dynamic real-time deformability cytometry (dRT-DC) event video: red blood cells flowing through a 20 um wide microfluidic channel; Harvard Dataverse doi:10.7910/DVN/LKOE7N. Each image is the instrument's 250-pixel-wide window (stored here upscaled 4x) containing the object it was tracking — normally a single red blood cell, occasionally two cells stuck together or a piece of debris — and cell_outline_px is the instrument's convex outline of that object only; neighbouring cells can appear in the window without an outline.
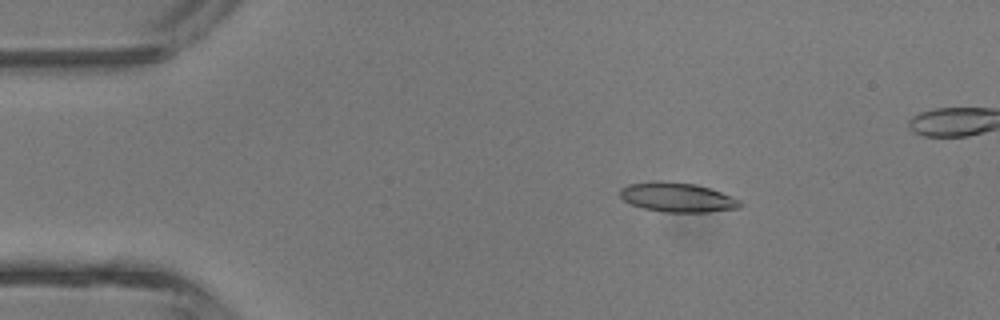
{"species": "common noctule bat (a hibernating species)", "species_latin": "Nyctalus noctula", "temperature_condition": "room temperature", "stored_images_in_passage": 3, "camera_frame_rate_fps": 3000, "um_per_image_px": 0.085, "animal": {"sex": "male", "body_mass_g": 13.3}, "frame": {"image": 1, "passage_image": 1, "time_ms": 0.0, "image_size_px": [1000, 320], "cell_outline_px": [[744, 204], [740, 208], [708, 212], [664, 212], [644, 208], [632, 204], [624, 200], [620, 196], [620, 188], [628, 184], [656, 180], [696, 184], [732, 196], [740, 200]], "centroid_in_image_um": [57.58, 16.77], "position_along_channel_um": 27.4, "area_um2": 20.63}}